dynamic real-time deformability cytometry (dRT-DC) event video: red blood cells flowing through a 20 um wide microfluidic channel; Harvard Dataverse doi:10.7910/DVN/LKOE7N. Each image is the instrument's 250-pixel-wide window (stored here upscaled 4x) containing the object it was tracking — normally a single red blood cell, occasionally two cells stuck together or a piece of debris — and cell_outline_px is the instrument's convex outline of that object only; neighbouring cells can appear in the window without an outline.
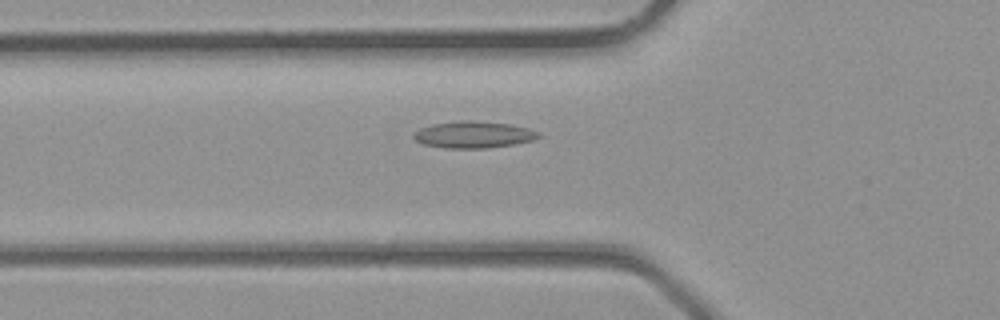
{"species": "common noctule bat (a hibernating species)", "species_latin": "Nyctalus noctula", "temperature_condition": "room temperature", "stored_images_in_passage": 31, "camera_frame_rate_fps": 3000, "um_per_image_px": 0.085, "animal": {"sex": "male", "body_mass_g": 23.1, "forearm_length_mm": 52.7}, "frame": {"image": 1, "passage_image": 8, "time_ms": 2.333, "image_size_px": [1000, 320], "cell_outline_px": [[540, 136], [532, 140], [516, 144], [488, 148], [448, 148], [424, 144], [416, 140], [412, 136], [412, 132], [420, 128], [432, 124], [460, 120], [472, 120], [512, 124], [528, 128], [540, 132]], "centroid_in_image_um": [40.25, 11.43], "position_along_channel_um": 85.5, "area_um2": 19.59}}
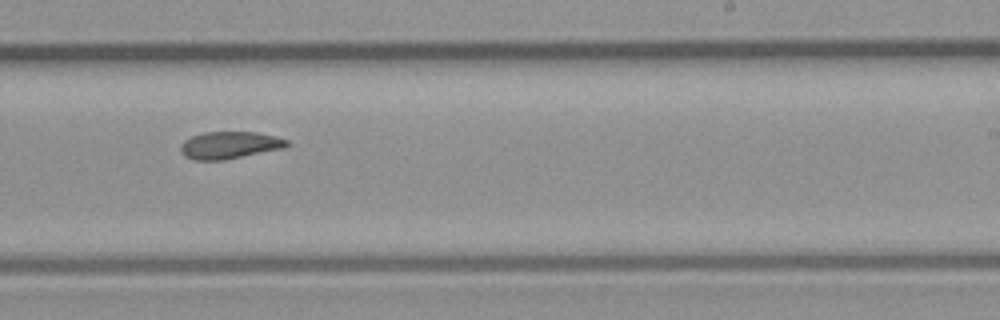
{"frame": {"image": 2, "passage_image": 18, "time_ms": 5.667, "image_size_px": [1000, 320], "cell_outline_px": [[288, 144], [284, 148], [224, 160], [192, 160], [184, 156], [180, 152], [180, 144], [184, 140], [192, 136], [204, 132], [256, 132], [288, 140]], "centroid_in_image_um": [19.45, 12.34], "position_along_channel_um": 269.5, "area_um2": 16.82}}
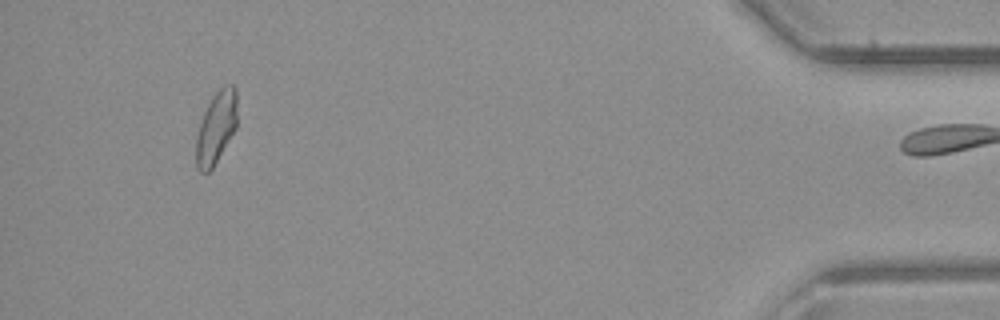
{"frame": {"image": 3, "passage_image": 30, "time_ms": 9.667, "image_size_px": [1000, 320], "cell_outline_px": [[236, 128], [212, 168], [208, 172], [200, 172], [196, 168], [196, 136], [204, 112], [212, 96], [224, 84], [232, 84], [236, 88]], "centroid_in_image_um": [18.36, 10.83], "position_along_channel_um": 416.8, "area_um2": 17.11}}